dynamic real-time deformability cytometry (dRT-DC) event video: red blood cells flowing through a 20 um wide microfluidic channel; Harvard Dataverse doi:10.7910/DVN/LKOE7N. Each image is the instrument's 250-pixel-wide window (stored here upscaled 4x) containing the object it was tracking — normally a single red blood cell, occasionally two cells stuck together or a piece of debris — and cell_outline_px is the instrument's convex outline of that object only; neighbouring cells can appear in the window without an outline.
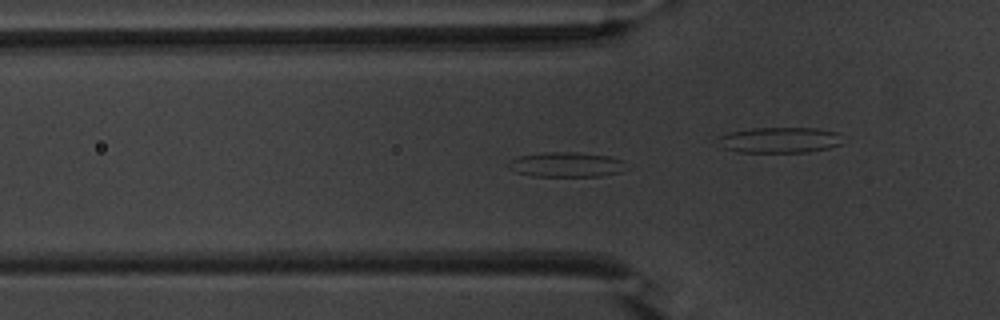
{"species": "common noctule bat (a hibernating species)", "species_latin": "Nyctalus noctula", "temperature_condition": "warm", "stored_images_in_passage": 47, "camera_frame_rate_fps": 3000, "um_per_image_px": 0.085, "animal": {"sex": "male", "body_mass_g": 20.1, "forearm_length_mm": 53.5}, "frame": {"image": 1, "passage_image": 11, "time_ms": 3.333, "image_size_px": [1000, 320], "cell_outline_px": [[628, 168], [620, 172], [600, 176], [532, 176], [516, 172], [512, 160], [516, 156], [544, 152], [576, 152], [608, 156], [624, 160]], "centroid_in_image_um": [48.25, 13.98], "position_along_channel_um": 77.6, "area_um2": 16.88}}
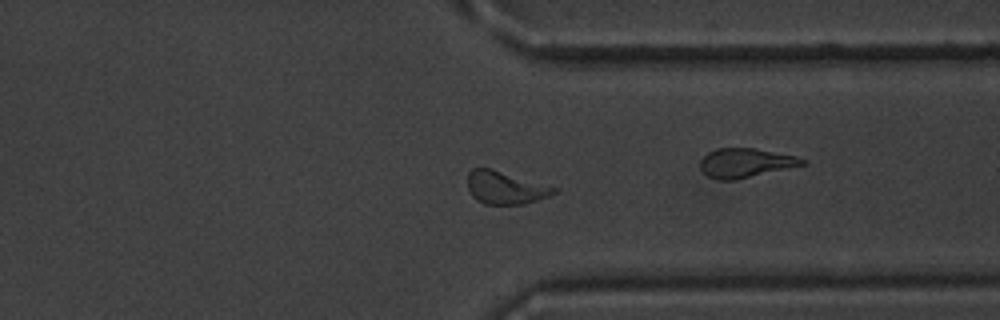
{"frame": {"image": 2, "passage_image": 34, "time_ms": 11.0, "image_size_px": [1000, 320], "cell_outline_px": [[556, 192], [548, 196], [524, 204], [484, 204], [476, 200], [472, 196], [468, 188], [468, 172], [472, 168], [492, 168], [556, 188]], "centroid_in_image_um": [42.89, 15.95], "position_along_channel_um": 368.5, "area_um2": 16.3}}
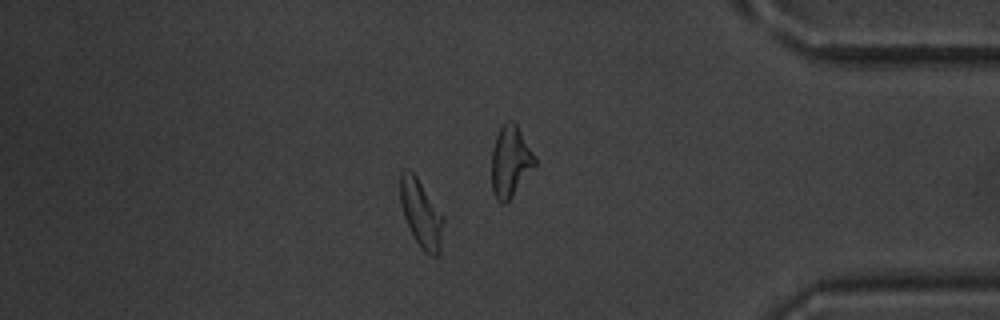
{"frame": {"image": 3, "passage_image": 39, "time_ms": 12.667, "image_size_px": [1000, 320], "cell_outline_px": [[444, 220], [440, 252], [436, 256], [432, 256], [424, 252], [416, 240], [404, 216], [400, 200], [400, 172], [404, 168], [408, 168], [416, 176], [444, 216]], "centroid_in_image_um": [35.8, 18.13], "position_along_channel_um": 399.4, "area_um2": 16.88}, "authors_computed_cell_mechanics": {"area_um2": 16.8776, "velocity_mm_per_s": 3.7903, "shape_relaxation_time_tau1_ms": 5.5432, "shape_relaxation_time_tau2_ms": 1.5305, "deformation_change_tau1": 0.1459, "deformation_change_tau2": 0.0915}}